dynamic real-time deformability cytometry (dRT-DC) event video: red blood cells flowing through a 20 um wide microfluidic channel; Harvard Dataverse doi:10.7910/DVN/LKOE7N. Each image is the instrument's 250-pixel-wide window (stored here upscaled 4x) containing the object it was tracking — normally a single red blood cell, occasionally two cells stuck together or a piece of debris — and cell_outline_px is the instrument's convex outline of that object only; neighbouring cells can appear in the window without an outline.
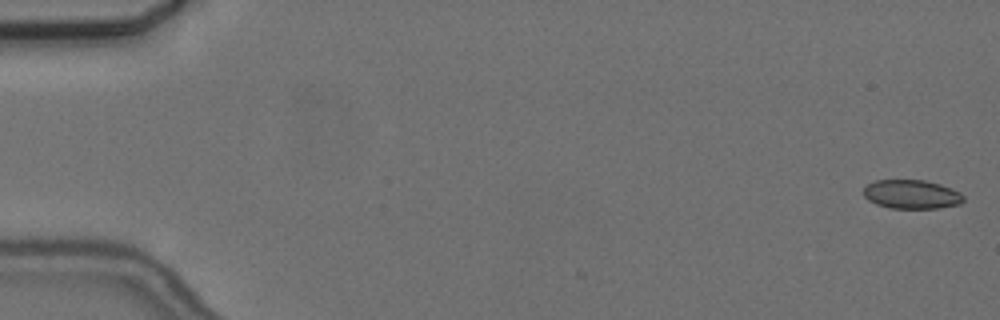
{"species": "common noctule bat (a hibernating species)", "species_latin": "Nyctalus noctula", "temperature_condition": "cold", "stored_images_in_passage": 5, "camera_frame_rate_fps": 3000, "um_per_image_px": 0.085, "animal": {"sex": "female", "body_mass_g": 24.6, "forearm_length_mm": 56.2}, "frame": {"image": 1, "passage_image": 1, "time_ms": 0.0, "image_size_px": [1000, 320], "cell_outline_px": [[964, 200], [960, 204], [940, 208], [892, 208], [876, 204], [868, 200], [864, 196], [864, 188], [868, 184], [876, 180], [924, 180], [940, 184], [960, 192], [964, 196]], "centroid_in_image_um": [77.5, 16.52], "position_along_channel_um": 7.5, "area_um2": 16.82}}